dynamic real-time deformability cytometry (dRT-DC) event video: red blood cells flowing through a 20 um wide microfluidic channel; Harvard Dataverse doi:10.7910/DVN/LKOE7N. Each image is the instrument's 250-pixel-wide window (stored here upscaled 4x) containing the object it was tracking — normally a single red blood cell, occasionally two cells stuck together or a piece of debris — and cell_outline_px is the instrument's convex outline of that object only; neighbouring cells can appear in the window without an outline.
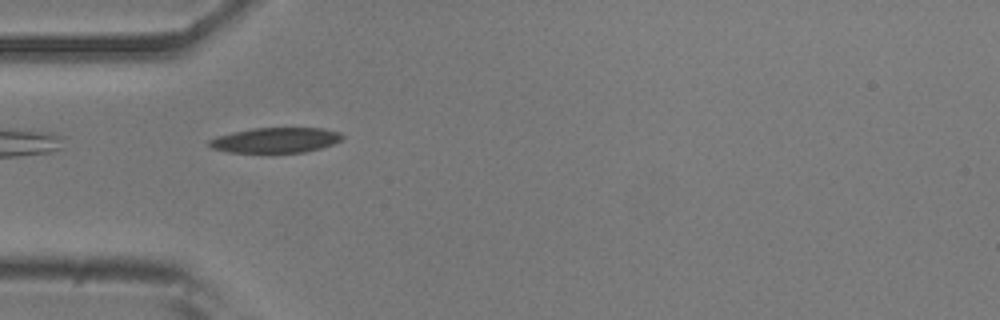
{"species": "common noctule bat (a hibernating species)", "species_latin": "Nyctalus noctula", "temperature_condition": "room temperature", "stored_images_in_passage": 38, "camera_frame_rate_fps": 3000, "um_per_image_px": 0.085, "animal": {"sex": "male", "body_mass_g": 20.5, "forearm_length_mm": 52.5}, "frame": {"image": 1, "passage_image": 1, "time_ms": 0.0, "image_size_px": [1000, 320], "cell_outline_px": [[344, 136], [340, 140], [332, 144], [320, 148], [304, 152], [228, 152], [212, 148], [208, 144], [208, 140], [216, 136], [232, 132], [252, 128], [324, 128], [340, 132]], "centroid_in_image_um": [23.41, 11.9], "position_along_channel_um": 61.6, "area_um2": 19.48}}
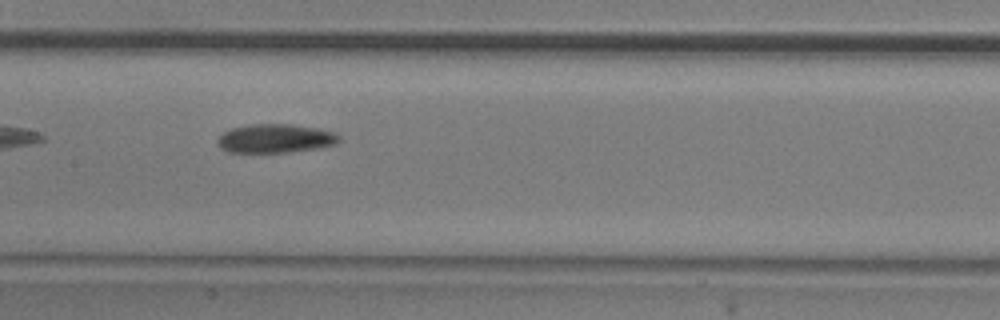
{"frame": {"image": 2, "passage_image": 11, "time_ms": 3.333, "image_size_px": [1000, 320], "cell_outline_px": [[340, 140], [336, 144], [316, 148], [288, 152], [228, 152], [220, 148], [216, 144], [216, 140], [224, 132], [232, 128], [252, 124], [292, 124], [316, 128], [336, 132], [340, 136]], "centroid_in_image_um": [23.4, 11.77], "position_along_channel_um": 184.0, "area_um2": 20.4}}
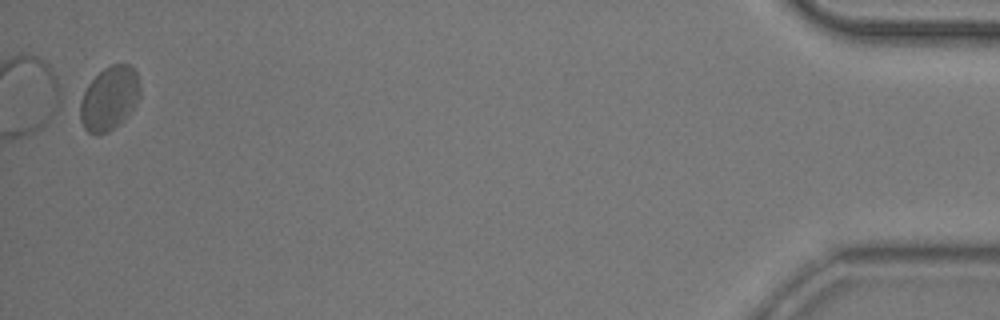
{"frame": {"image": 3, "passage_image": 38, "time_ms": 12.333, "image_size_px": [1000, 320], "cell_outline_px": [[140, 96], [128, 116], [124, 120], [108, 132], [96, 136], [88, 132], [84, 128], [80, 120], [76, 100], [88, 84], [104, 68], [112, 64], [128, 64], [136, 72], [140, 88]], "centroid_in_image_um": [9.23, 8.4], "position_along_channel_um": 426.0, "area_um2": 22.83}, "authors_computed_cell_mechanics": {"area_um2": 20.2878, "velocity_mm_per_s": 3.6939, "shape_relaxation_time_tau1_ms": 4.8739, "shape_relaxation_time_tau2_ms": 3.889, "deformation_change_tau1": 0.124, "deformation_change_tau2": 0.0831}}